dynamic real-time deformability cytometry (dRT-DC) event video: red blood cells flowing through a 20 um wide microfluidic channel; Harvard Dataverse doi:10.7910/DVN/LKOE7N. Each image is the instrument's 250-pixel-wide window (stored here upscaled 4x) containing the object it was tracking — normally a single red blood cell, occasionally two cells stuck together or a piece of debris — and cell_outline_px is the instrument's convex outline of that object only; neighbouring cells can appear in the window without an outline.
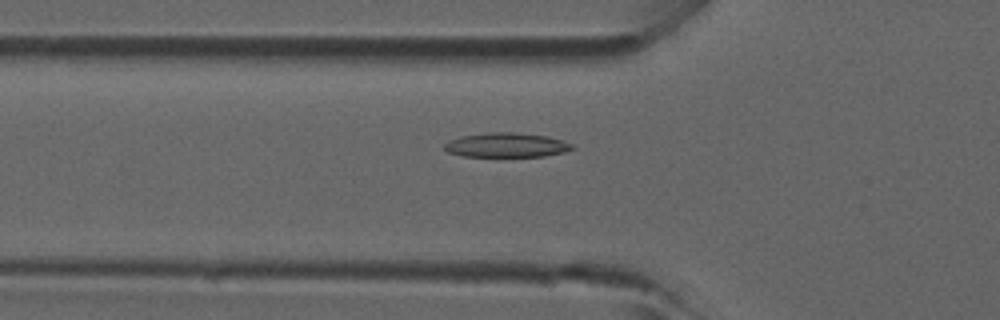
{"species": "common noctule bat (a hibernating species)", "species_latin": "Nyctalus noctula", "temperature_condition": "room temperature", "stored_images_in_passage": 34, "camera_frame_rate_fps": 3000, "um_per_image_px": 0.085, "animal": {"sex": "male", "forearm_length_mm": 52.5}, "frame": {"image": 1, "passage_image": 7, "time_ms": 2.0, "image_size_px": [1000, 320], "cell_outline_px": [[576, 148], [564, 152], [544, 156], [464, 156], [448, 152], [444, 148], [444, 144], [448, 140], [460, 136], [492, 132], [512, 132], [548, 136], [572, 144]], "centroid_in_image_um": [43.04, 12.32], "position_along_channel_um": 82.8, "area_um2": 18.09}}
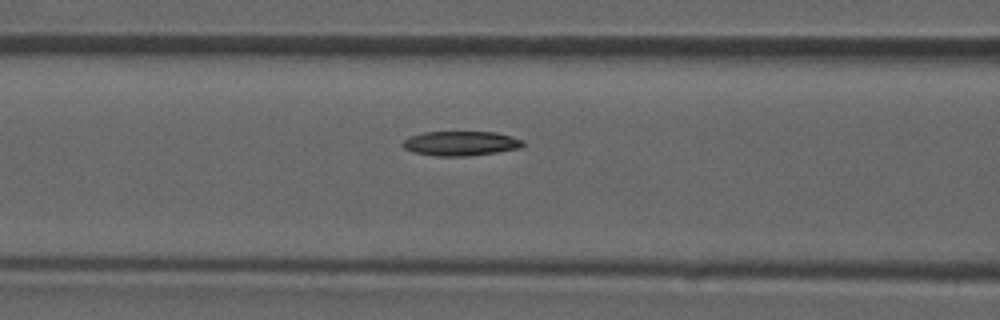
{"frame": {"image": 2, "passage_image": 10, "time_ms": 3.0, "image_size_px": [1000, 320], "cell_outline_px": [[524, 144], [520, 148], [496, 152], [468, 156], [436, 156], [412, 152], [404, 148], [400, 144], [404, 140], [412, 136], [424, 132], [496, 132], [512, 136], [524, 140]], "centroid_in_image_um": [39.16, 12.19], "position_along_channel_um": 127.4, "area_um2": 17.22}}
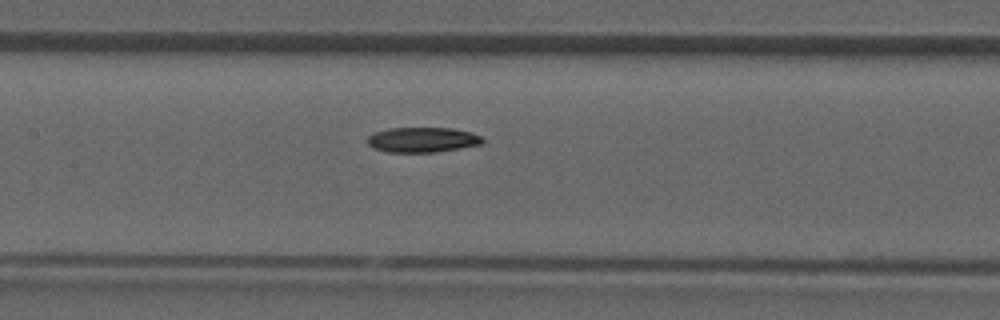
{"frame": {"image": 3, "passage_image": 13, "time_ms": 4.0, "image_size_px": [1000, 320], "cell_outline_px": [[484, 144], [436, 152], [388, 152], [372, 148], [368, 144], [368, 136], [372, 132], [388, 128], [452, 128], [472, 132], [484, 136]], "centroid_in_image_um": [35.94, 11.87], "position_along_channel_um": 171.5, "area_um2": 17.11}}